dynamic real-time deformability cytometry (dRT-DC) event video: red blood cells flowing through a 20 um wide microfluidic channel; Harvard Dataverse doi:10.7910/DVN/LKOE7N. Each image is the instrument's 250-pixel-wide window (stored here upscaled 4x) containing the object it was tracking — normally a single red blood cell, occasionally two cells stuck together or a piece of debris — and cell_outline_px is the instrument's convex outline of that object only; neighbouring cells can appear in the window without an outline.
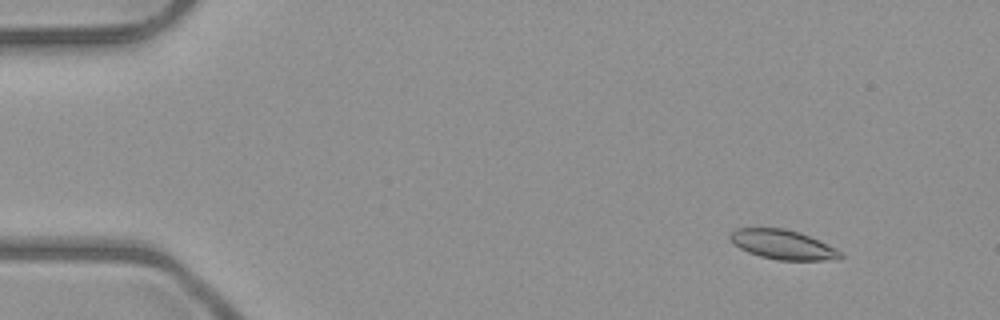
{"species": "common noctule bat (a hibernating species)", "species_latin": "Nyctalus noctula", "temperature_condition": "room temperature", "stored_images_in_passage": 6, "camera_frame_rate_fps": 3000, "um_per_image_px": 0.085, "animal": {"sex": "male", "body_mass_g": 23.1, "forearm_length_mm": 52.7}, "frame": {"image": 1, "passage_image": 2, "time_ms": 1.0, "image_size_px": [1000, 320], "cell_outline_px": [[844, 256], [840, 260], [776, 260], [760, 256], [748, 252], [740, 248], [728, 236], [736, 228], [784, 228], [808, 236], [836, 248]], "centroid_in_image_um": [66.56, 20.81], "position_along_channel_um": 18.4, "area_um2": 18.73}}
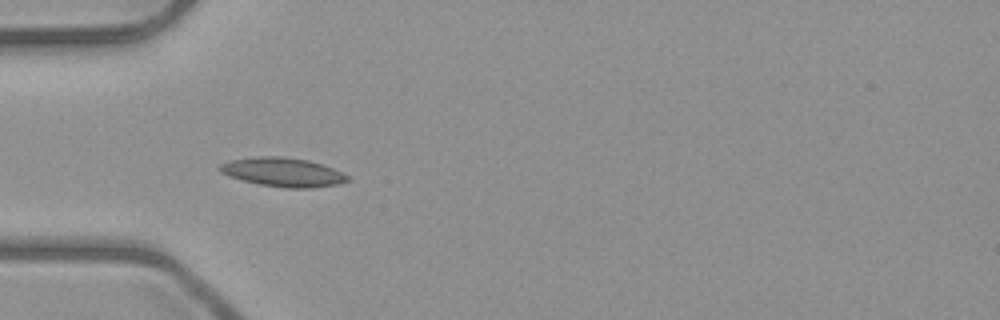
{"frame": {"image": 2, "passage_image": 5, "time_ms": 4.667, "image_size_px": [1000, 320], "cell_outline_px": [[352, 180], [340, 184], [312, 188], [288, 188], [260, 184], [228, 176], [220, 172], [216, 168], [220, 164], [228, 160], [260, 156], [284, 156], [308, 160], [332, 168], [348, 176]], "centroid_in_image_um": [24.03, 14.63], "position_along_channel_um": 61.0, "area_um2": 21.62}}
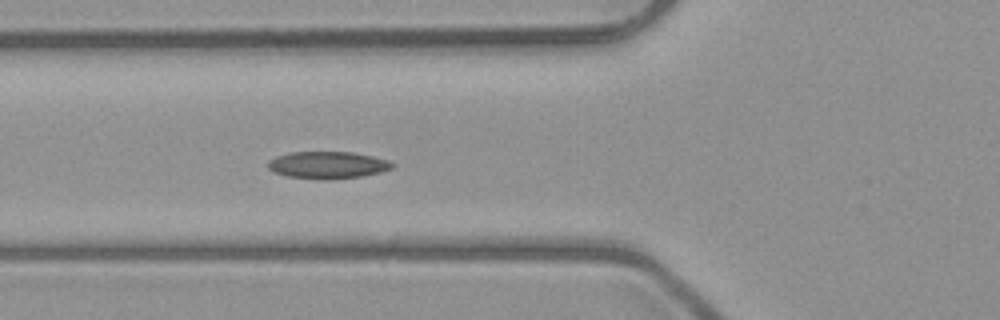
{"frame": {"image": 3, "passage_image": 6, "time_ms": 5.667, "image_size_px": [1000, 320], "cell_outline_px": [[396, 164], [392, 168], [380, 172], [360, 176], [328, 180], [320, 180], [284, 176], [272, 172], [268, 168], [268, 160], [276, 156], [288, 152], [352, 152], [372, 156], [388, 160]], "centroid_in_image_um": [27.8, 14.03], "position_along_channel_um": 98.0, "area_um2": 19.88}}